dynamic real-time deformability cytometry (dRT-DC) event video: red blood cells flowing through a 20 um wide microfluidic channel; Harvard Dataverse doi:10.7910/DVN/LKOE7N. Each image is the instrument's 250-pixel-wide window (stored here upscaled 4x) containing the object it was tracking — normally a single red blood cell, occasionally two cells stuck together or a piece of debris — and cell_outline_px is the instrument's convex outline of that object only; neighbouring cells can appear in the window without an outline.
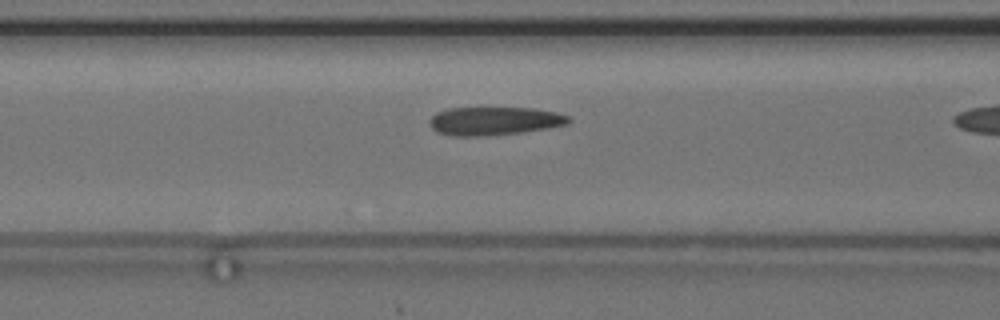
{"species": "common noctule bat (a hibernating species)", "species_latin": "Nyctalus noctula", "temperature_condition": "cold", "stored_images_in_passage": 14, "camera_frame_rate_fps": 3000, "um_per_image_px": 0.085, "animal": {"sex": "female", "body_mass_g": 24.6, "forearm_length_mm": 56.2}, "frame": {"image": 1, "passage_image": 12, "time_ms": 3.667, "image_size_px": [1000, 320], "cell_outline_px": [[572, 120], [568, 124], [548, 128], [520, 132], [480, 136], [452, 136], [436, 132], [428, 124], [428, 120], [436, 112], [448, 108], [536, 108], [556, 112], [568, 116]], "centroid_in_image_um": [41.98, 10.28], "position_along_channel_um": 124.6, "area_um2": 23.06}}